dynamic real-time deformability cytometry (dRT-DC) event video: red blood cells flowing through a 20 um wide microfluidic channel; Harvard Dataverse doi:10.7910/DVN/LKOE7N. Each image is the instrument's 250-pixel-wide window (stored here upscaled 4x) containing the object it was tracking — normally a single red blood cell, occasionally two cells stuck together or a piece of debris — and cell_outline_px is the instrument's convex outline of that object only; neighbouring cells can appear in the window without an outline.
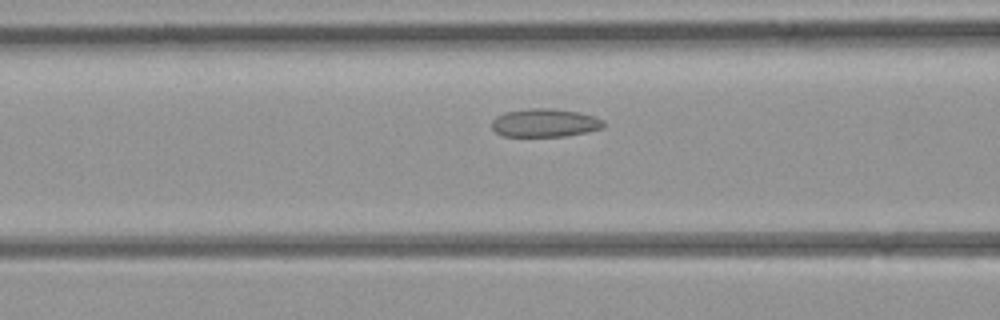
{"species": "common noctule bat (a hibernating species)", "species_latin": "Nyctalus noctula", "temperature_condition": "room temperature", "stored_images_in_passage": 5, "camera_frame_rate_fps": 3000, "um_per_image_px": 0.085, "animal": {"sex": "female", "body_mass_g": 21.9}, "frame": {"image": 1, "passage_image": 5, "time_ms": 4.667, "image_size_px": [1000, 320], "cell_outline_px": [[604, 128], [564, 136], [504, 136], [496, 132], [492, 128], [492, 120], [496, 116], [504, 112], [528, 108], [552, 108], [580, 112], [604, 120]], "centroid_in_image_um": [46.29, 10.43], "position_along_channel_um": 120.3, "area_um2": 18.44}}